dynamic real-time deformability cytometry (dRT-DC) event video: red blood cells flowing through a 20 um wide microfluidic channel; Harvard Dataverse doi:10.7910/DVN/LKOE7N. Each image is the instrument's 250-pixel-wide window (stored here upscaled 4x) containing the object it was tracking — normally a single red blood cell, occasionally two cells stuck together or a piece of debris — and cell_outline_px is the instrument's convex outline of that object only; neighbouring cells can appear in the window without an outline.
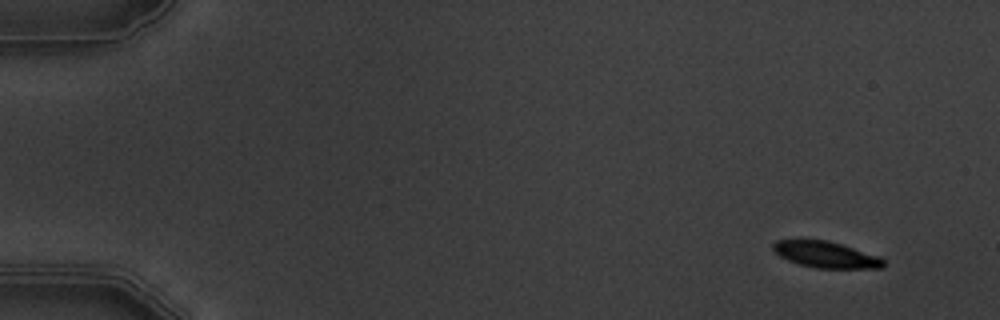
{"species": "common noctule bat (a hibernating species)", "species_latin": "Nyctalus noctula", "temperature_condition": "warm", "stored_images_in_passage": 6, "camera_frame_rate_fps": 3000, "um_per_image_px": 0.085, "animal": {"sex": "male", "body_mass_g": 19.5, "forearm_length_mm": 54.6}, "frame": {"image": 1, "passage_image": 2, "time_ms": 1.333, "image_size_px": [1000, 320], "cell_outline_px": [[884, 268], [816, 268], [800, 264], [788, 260], [780, 256], [772, 248], [772, 244], [776, 240], [828, 240], [880, 256], [884, 260]], "centroid_in_image_um": [70.22, 21.64], "position_along_channel_um": 14.8, "area_um2": 16.82}}